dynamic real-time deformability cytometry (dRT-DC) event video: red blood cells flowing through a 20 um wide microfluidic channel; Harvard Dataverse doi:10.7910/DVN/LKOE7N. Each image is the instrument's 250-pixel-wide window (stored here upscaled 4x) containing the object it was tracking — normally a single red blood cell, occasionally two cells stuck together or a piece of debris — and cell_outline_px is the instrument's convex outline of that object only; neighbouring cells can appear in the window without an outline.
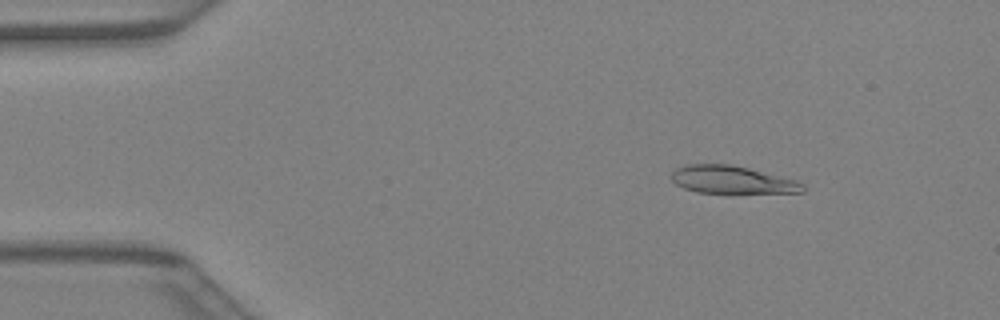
{"species": "Egyptian fruit bat (a non-hibernating species)", "species_latin": "Rousettus aegyptiacus", "temperature_condition": "warm", "stored_images_in_passage": 39, "camera_frame_rate_fps": 3000, "um_per_image_px": 0.085, "animal": {"sex": "female"}, "frame": {"image": 1, "passage_image": 4, "time_ms": 1.0, "image_size_px": [1000, 320], "cell_outline_px": [[804, 192], [696, 192], [684, 188], [676, 184], [672, 180], [672, 172], [676, 168], [688, 164], [728, 164], [748, 168], [796, 180], [804, 184]], "centroid_in_image_um": [62.19, 15.27], "position_along_channel_um": 22.8, "area_um2": 20.75}}
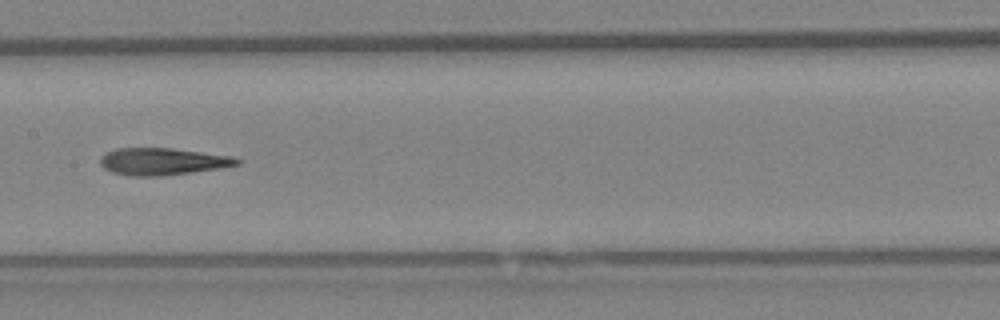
{"frame": {"image": 2, "passage_image": 19, "time_ms": 6.0, "image_size_px": [1000, 320], "cell_outline_px": [[240, 164], [192, 172], [160, 176], [128, 176], [112, 172], [104, 168], [100, 164], [100, 156], [104, 152], [116, 148], [172, 148], [236, 156], [240, 160]], "centroid_in_image_um": [13.78, 13.71], "position_along_channel_um": 193.6, "area_um2": 21.73}}
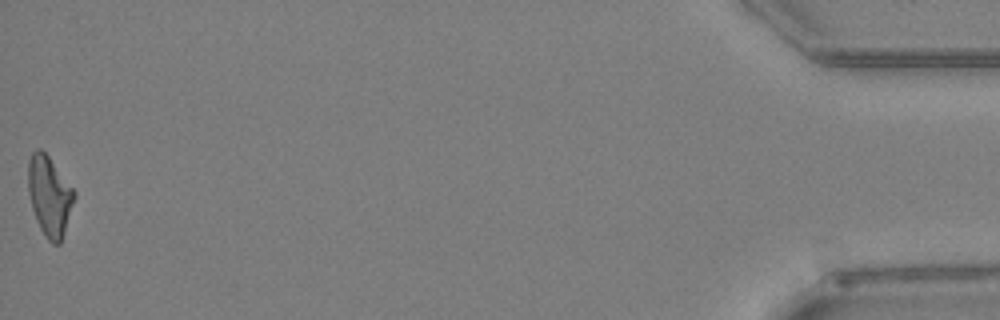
{"frame": {"image": 3, "passage_image": 39, "time_ms": 12.667, "image_size_px": [1000, 320], "cell_outline_px": [[76, 196], [60, 244], [52, 244], [44, 236], [36, 220], [32, 208], [28, 192], [28, 160], [32, 152], [36, 148], [40, 148], [48, 156], [76, 192]], "centroid_in_image_um": [4.19, 16.66], "position_along_channel_um": 431.0, "area_um2": 21.44}}